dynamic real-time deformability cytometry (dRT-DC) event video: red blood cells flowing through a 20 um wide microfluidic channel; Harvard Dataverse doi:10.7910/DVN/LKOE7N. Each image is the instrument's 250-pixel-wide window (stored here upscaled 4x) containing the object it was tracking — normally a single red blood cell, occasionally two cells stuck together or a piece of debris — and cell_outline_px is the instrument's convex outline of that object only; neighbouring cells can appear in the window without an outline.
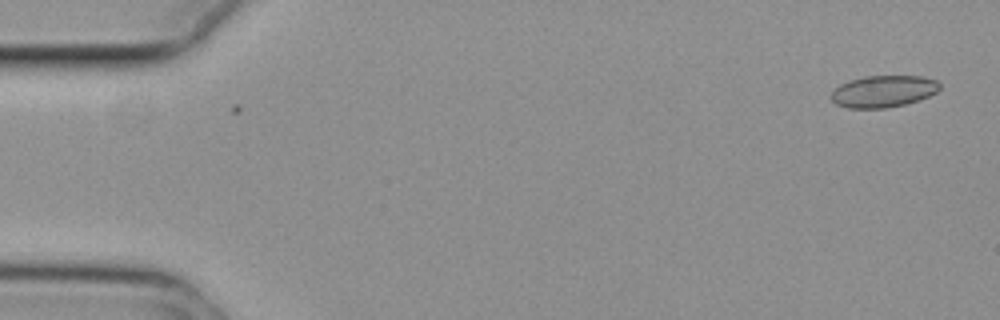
{"species": "common noctule bat (a hibernating species)", "species_latin": "Nyctalus noctula", "temperature_condition": "cold", "stored_images_in_passage": 3, "camera_frame_rate_fps": 3000, "um_per_image_px": 0.085, "animal": {"sex": "female", "body_mass_g": 29.2, "forearm_length_mm": 56.3}, "frame": {"image": 1, "passage_image": 3, "time_ms": 0.667, "image_size_px": [1000, 320], "cell_outline_px": [[940, 88], [936, 92], [920, 100], [904, 104], [884, 108], [848, 108], [836, 104], [832, 100], [832, 92], [840, 84], [848, 80], [864, 76], [924, 76], [936, 80], [940, 84]], "centroid_in_image_um": [75.09, 7.75], "position_along_channel_um": 9.9, "area_um2": 20.11}}